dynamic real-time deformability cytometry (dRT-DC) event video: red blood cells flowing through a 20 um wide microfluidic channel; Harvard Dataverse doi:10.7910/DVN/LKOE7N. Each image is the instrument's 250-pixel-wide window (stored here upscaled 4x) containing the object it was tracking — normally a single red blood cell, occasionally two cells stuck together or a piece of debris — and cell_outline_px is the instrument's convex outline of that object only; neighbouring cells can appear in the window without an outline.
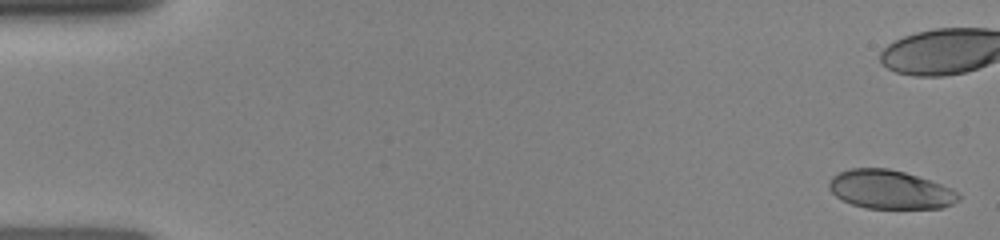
{"species": "human", "species_latin": "Homo sapiens", "temperature_condition": "room temperature", "stored_images_in_passage": 9, "camera_frame_rate_fps": 3000, "um_per_image_px": 0.085, "donor": {"sex": "female"}, "frame": {"image": 1, "passage_image": 1, "time_ms": 0.0, "image_size_px": [1000, 240], "cell_outline_px": [[960, 200], [952, 204], [940, 208], [868, 208], [852, 204], [836, 196], [828, 188], [828, 184], [832, 176], [848, 168], [888, 168], [904, 172], [952, 188], [960, 196]], "centroid_in_image_um": [75.64, 16.11], "position_along_channel_um": 9.4, "area_um2": 28.96}}